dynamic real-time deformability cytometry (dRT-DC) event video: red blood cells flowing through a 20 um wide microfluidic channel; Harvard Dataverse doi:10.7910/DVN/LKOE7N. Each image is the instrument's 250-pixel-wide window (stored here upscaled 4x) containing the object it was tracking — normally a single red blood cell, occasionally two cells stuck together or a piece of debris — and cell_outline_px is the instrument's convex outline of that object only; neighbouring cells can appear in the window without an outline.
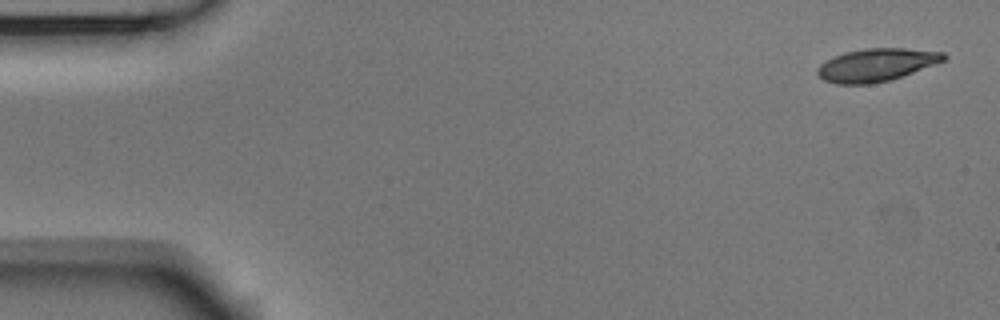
{"species": "Egyptian fruit bat (a non-hibernating species)", "species_latin": "Rousettus aegyptiacus", "temperature_condition": "room temperature", "stored_images_in_passage": 52, "camera_frame_rate_fps": 3000, "um_per_image_px": 0.085, "animal": {"sex": "male"}, "frame": {"image": 1, "passage_image": 1, "time_ms": 0.0, "image_size_px": [1000, 320], "cell_outline_px": [[948, 56], [944, 60], [912, 72], [888, 80], [872, 84], [836, 84], [824, 80], [816, 72], [816, 68], [820, 64], [844, 52], [864, 48], [904, 48], [944, 52]], "centroid_in_image_um": [74.46, 5.51], "position_along_channel_um": 10.5, "area_um2": 23.87}}
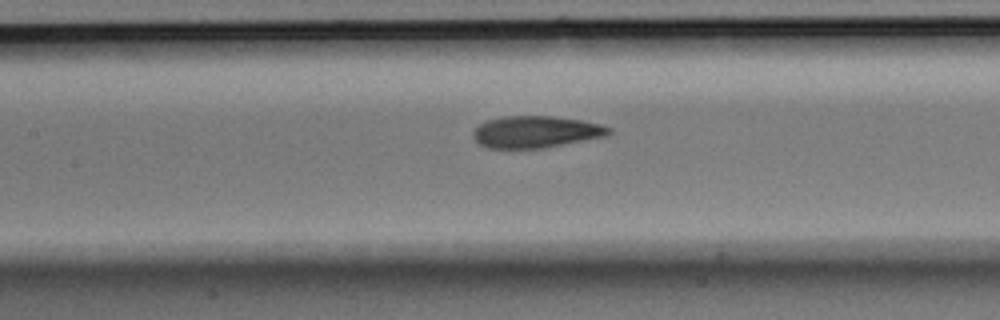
{"frame": {"image": 2, "passage_image": 23, "time_ms": 7.333, "image_size_px": [1000, 320], "cell_outline_px": [[612, 132], [608, 136], [544, 148], [488, 148], [480, 144], [472, 136], [472, 132], [480, 124], [488, 120], [504, 116], [552, 116], [580, 120], [600, 124], [612, 128]], "centroid_in_image_um": [45.58, 11.21], "position_along_channel_um": 161.8, "area_um2": 25.2}}
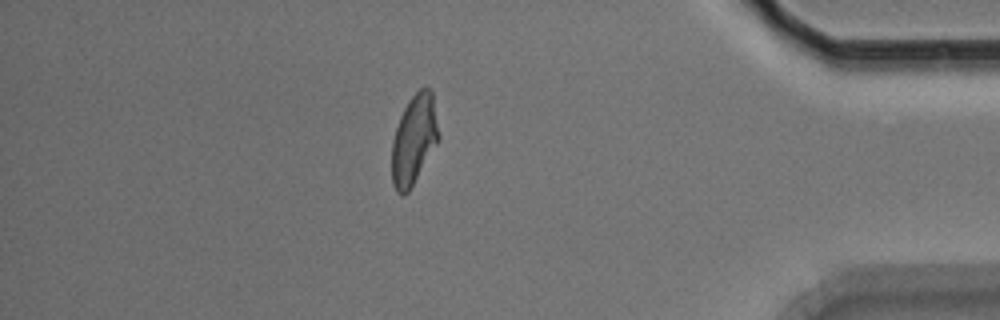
{"frame": {"image": 3, "passage_image": 45, "time_ms": 14.667, "image_size_px": [1000, 320], "cell_outline_px": [[440, 136], [436, 144], [408, 192], [404, 196], [396, 192], [392, 184], [392, 140], [400, 116], [408, 100], [420, 88], [432, 88]], "centroid_in_image_um": [35.18, 11.85], "position_along_channel_um": 400.0, "area_um2": 24.39}, "authors_computed_cell_mechanics": {"area_um2": 24.854, "velocity_mm_per_s": 3.7585, "shape_relaxation_time_tau1_ms": 4.4851, "shape_relaxation_time_tau2_ms": 1.7356, "deformation_change_tau1": 0.1669, "deformation_change_tau2": 0.0927}}